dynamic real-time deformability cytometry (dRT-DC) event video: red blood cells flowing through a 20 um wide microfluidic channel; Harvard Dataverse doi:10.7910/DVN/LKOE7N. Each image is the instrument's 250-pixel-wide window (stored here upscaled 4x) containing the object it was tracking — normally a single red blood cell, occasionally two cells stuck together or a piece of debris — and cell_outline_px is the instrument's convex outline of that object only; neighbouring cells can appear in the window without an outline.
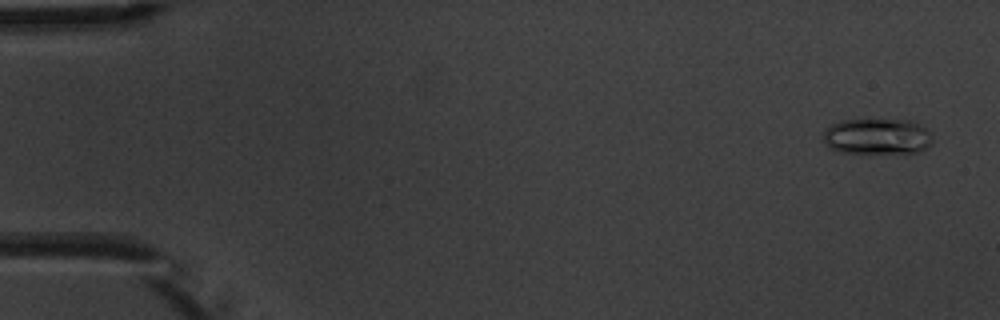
{"species": "common noctule bat (a hibernating species)", "species_latin": "Nyctalus noctula", "temperature_condition": "warm", "stored_images_in_passage": 5, "camera_frame_rate_fps": 3000, "um_per_image_px": 0.085, "animal": {"sex": "male", "body_mass_g": 20.1, "forearm_length_mm": 53.5}, "frame": {"image": 1, "passage_image": 1, "time_ms": 0.0, "image_size_px": [1000, 320], "cell_outline_px": [[932, 144], [916, 152], [840, 152], [828, 148], [824, 144], [824, 128], [840, 120], [912, 120], [928, 128], [932, 132]], "centroid_in_image_um": [74.56, 11.58], "position_along_channel_um": 10.4, "area_um2": 22.95}}